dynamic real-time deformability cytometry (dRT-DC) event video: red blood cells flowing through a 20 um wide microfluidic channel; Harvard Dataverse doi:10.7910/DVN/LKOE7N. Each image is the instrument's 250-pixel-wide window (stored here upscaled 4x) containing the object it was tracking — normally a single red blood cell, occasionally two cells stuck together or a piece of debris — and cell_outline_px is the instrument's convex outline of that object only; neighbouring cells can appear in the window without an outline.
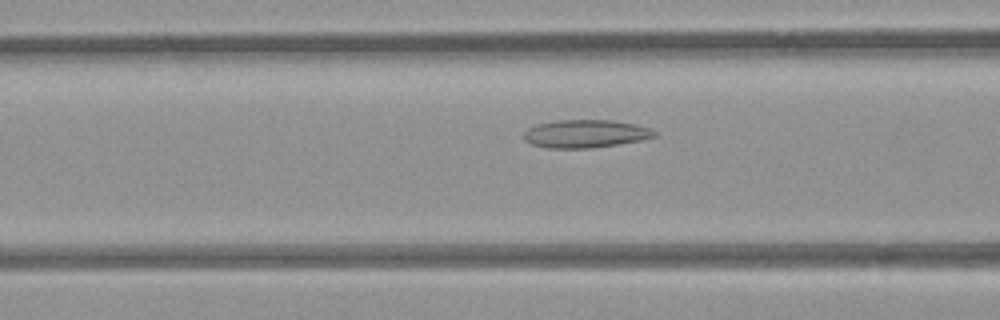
{"species": "common noctule bat (a hibernating species)", "species_latin": "Nyctalus noctula", "temperature_condition": "room temperature", "stored_images_in_passage": 52, "camera_frame_rate_fps": 3000, "um_per_image_px": 0.085, "animal": {"sex": "female", "body_mass_g": 21.9}, "frame": {"image": 1, "passage_image": 20, "time_ms": 6.333, "image_size_px": [1000, 320], "cell_outline_px": [[656, 136], [640, 140], [592, 148], [548, 148], [532, 144], [524, 140], [524, 132], [528, 128], [536, 124], [556, 120], [612, 120], [632, 124], [648, 128], [656, 132]], "centroid_in_image_um": [49.71, 11.36], "position_along_channel_um": 116.9, "area_um2": 21.1}}
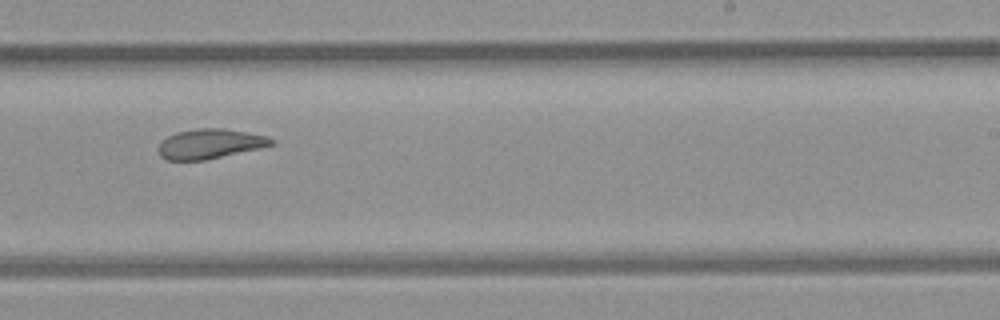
{"frame": {"image": 2, "passage_image": 32, "time_ms": 10.333, "image_size_px": [1000, 320], "cell_outline_px": [[276, 144], [260, 148], [204, 160], [168, 160], [160, 156], [156, 148], [168, 136], [176, 132], [196, 128], [224, 128], [268, 136], [276, 140]], "centroid_in_image_um": [17.86, 12.22], "position_along_channel_um": 271.1, "area_um2": 19.65}}
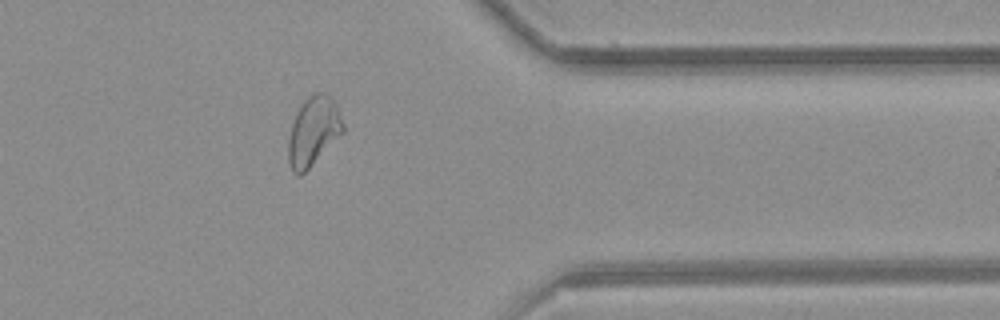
{"frame": {"image": 3, "passage_image": 42, "time_ms": 13.667, "image_size_px": [1000, 320], "cell_outline_px": [[344, 132], [300, 176], [296, 176], [292, 172], [288, 164], [288, 140], [292, 124], [304, 100], [308, 96], [316, 92], [324, 92], [332, 96], [336, 104], [344, 124]], "centroid_in_image_um": [26.64, 11.16], "position_along_channel_um": 384.8, "area_um2": 21.91}, "authors_computed_cell_mechanics": {"area_um2": 22.253, "velocity_mm_per_s": 3.8633, "shape_relaxation_time_tau1_ms": null, "shape_relaxation_time_tau2_ms": 3.0424, "deformation_change_tau1": null, "deformation_change_tau2": 0.1026}}